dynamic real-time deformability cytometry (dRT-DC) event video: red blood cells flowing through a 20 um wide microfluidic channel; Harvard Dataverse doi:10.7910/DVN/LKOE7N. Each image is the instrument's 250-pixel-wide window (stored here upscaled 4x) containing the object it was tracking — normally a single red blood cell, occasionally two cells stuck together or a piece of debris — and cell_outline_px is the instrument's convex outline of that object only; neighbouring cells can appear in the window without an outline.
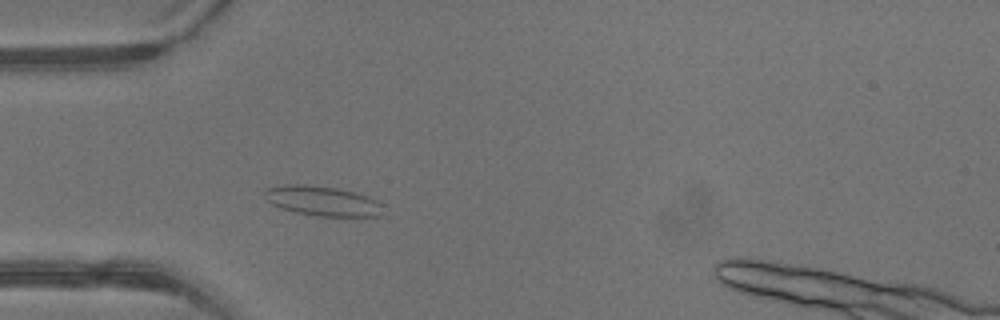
{"species": "common noctule bat (a hibernating species)", "species_latin": "Nyctalus noctula", "temperature_condition": "warm", "stored_images_in_passage": 1, "camera_frame_rate_fps": 3000, "um_per_image_px": 0.085, "animal": {"sex": "male", "body_mass_g": 13.3}, "frame": {"image": 1, "passage_image": 1, "time_ms": 0.0, "image_size_px": [1000, 320], "cell_outline_px": [[388, 216], [316, 216], [296, 212], [280, 208], [272, 204], [264, 196], [264, 188], [284, 184], [304, 184], [336, 188], [368, 196], [384, 204]], "centroid_in_image_um": [27.47, 17.09], "position_along_channel_um": 57.5, "area_um2": 20.98}}